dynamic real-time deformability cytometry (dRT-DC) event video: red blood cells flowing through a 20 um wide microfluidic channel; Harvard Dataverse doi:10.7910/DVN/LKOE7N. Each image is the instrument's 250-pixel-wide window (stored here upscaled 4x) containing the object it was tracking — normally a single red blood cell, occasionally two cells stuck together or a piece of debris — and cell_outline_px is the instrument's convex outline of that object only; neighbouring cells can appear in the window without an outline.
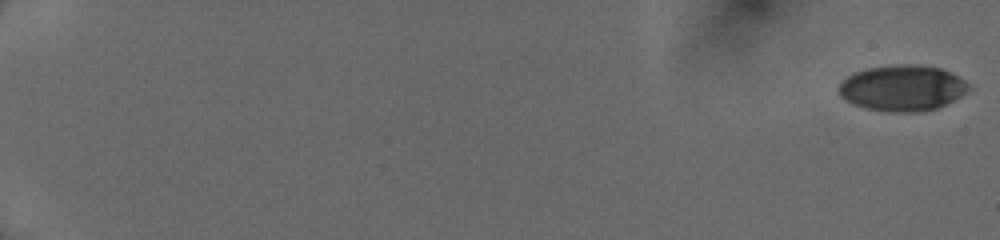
{"species": "human", "species_latin": "Homo sapiens", "temperature_condition": "cold", "stored_images_in_passage": 54, "camera_frame_rate_fps": 3000, "um_per_image_px": 0.085, "donor": {"sex": "female"}, "frame": {"image": 1, "passage_image": 1, "time_ms": 0.0, "image_size_px": [1000, 240], "cell_outline_px": [[968, 92], [936, 108], [924, 112], [892, 112], [868, 108], [856, 104], [840, 96], [836, 88], [852, 72], [868, 68], [900, 64], [912, 64], [940, 68], [964, 80], [968, 84]], "centroid_in_image_um": [76.68, 7.48], "position_along_channel_um": 8.3, "area_um2": 34.33}}
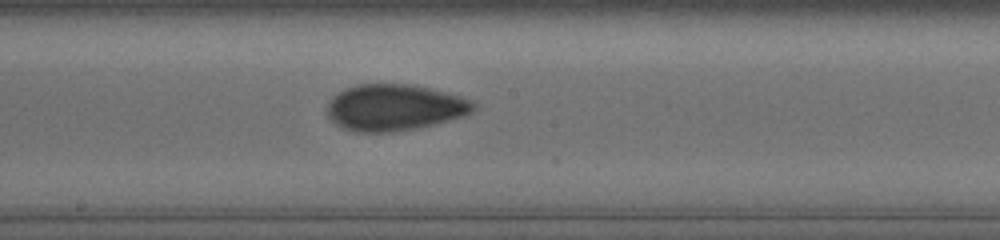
{"frame": {"image": 2, "passage_image": 33, "time_ms": 10.667, "image_size_px": [1000, 240], "cell_outline_px": [[476, 108], [472, 112], [464, 116], [416, 128], [392, 132], [356, 132], [344, 128], [336, 124], [328, 116], [328, 104], [332, 96], [344, 88], [356, 84], [412, 84], [460, 96], [472, 100], [476, 104]], "centroid_in_image_um": [33.52, 9.13], "position_along_channel_um": 214.7, "area_um2": 39.48}}
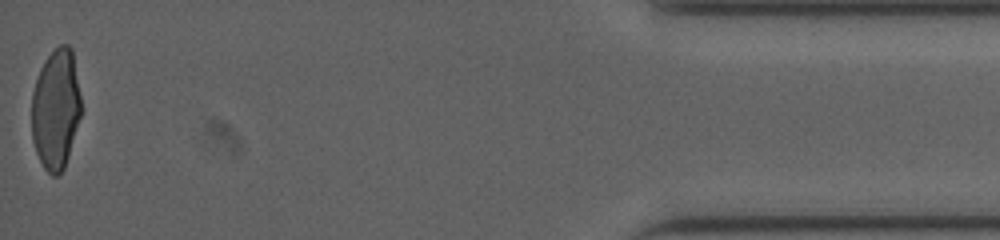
{"frame": {"image": 3, "passage_image": 54, "time_ms": 17.667, "image_size_px": [1000, 240], "cell_outline_px": [[80, 116], [68, 156], [64, 168], [56, 176], [52, 176], [44, 168], [36, 152], [32, 140], [32, 92], [40, 68], [44, 60], [60, 44], [68, 44], [72, 48], [80, 96]], "centroid_in_image_um": [4.73, 9.26], "position_along_channel_um": 430.5, "area_um2": 34.39}, "authors_computed_cell_mechanics": {"area_um2": 37.0787, "velocity_mm_per_s": 4.0779, "shape_relaxation_time_tau1_ms": null, "shape_relaxation_time_tau2_ms": 1.3368, "deformation_change_tau1": null, "deformation_change_tau2": 0.0612}}